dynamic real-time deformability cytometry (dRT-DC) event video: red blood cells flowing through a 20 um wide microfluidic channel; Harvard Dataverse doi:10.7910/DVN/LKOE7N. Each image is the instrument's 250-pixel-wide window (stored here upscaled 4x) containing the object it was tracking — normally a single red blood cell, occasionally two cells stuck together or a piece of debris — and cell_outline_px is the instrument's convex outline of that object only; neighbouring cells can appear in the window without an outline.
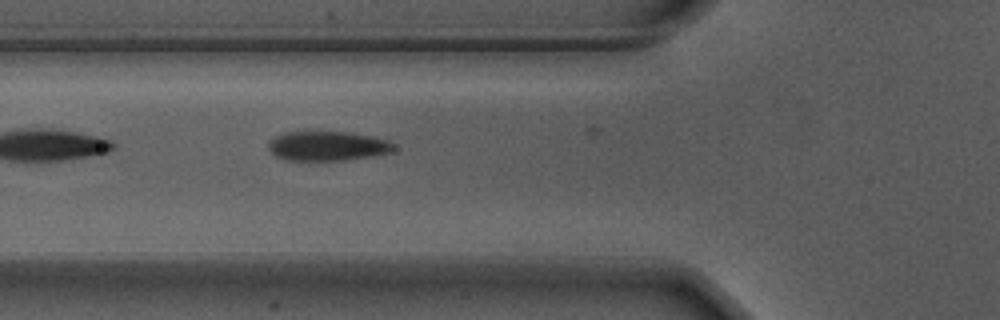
{"species": "Egyptian fruit bat (a non-hibernating species)", "species_latin": "Rousettus aegyptiacus", "temperature_condition": "warm", "stored_images_in_passage": 3, "camera_frame_rate_fps": 3000, "um_per_image_px": 0.085, "animal": {"sex": "male"}, "frame": {"image": 1, "passage_image": 2, "time_ms": 0.333, "image_size_px": [1000, 320], "cell_outline_px": [[392, 148], [388, 152], [372, 156], [344, 160], [284, 160], [276, 156], [268, 148], [268, 140], [284, 132], [352, 132], [372, 136], [388, 140], [392, 144]], "centroid_in_image_um": [27.77, 12.4], "position_along_channel_um": 98.0, "area_um2": 21.39}}